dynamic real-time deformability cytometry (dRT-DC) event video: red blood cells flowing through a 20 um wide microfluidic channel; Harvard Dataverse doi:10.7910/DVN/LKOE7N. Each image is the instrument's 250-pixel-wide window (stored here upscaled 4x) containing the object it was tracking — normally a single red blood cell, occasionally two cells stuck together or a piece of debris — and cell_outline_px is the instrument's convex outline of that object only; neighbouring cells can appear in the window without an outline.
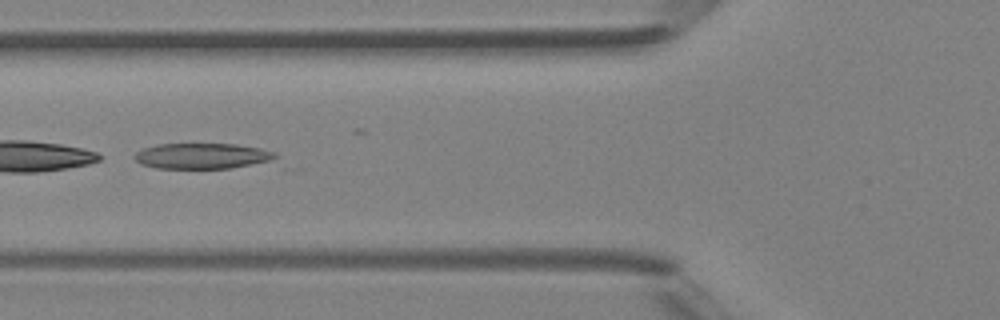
{"species": "Egyptian fruit bat (a non-hibernating species)", "species_latin": "Rousettus aegyptiacus", "temperature_condition": "room temperature", "stored_images_in_passage": 7, "camera_frame_rate_fps": 3000, "um_per_image_px": 0.085, "animal": {"sex": "female"}, "frame": {"image": 1, "passage_image": 5, "time_ms": 5.333, "image_size_px": [1000, 320], "cell_outline_px": [[304, 168], [156, 168], [140, 164], [132, 156], [136, 152], [144, 148], [156, 144], [236, 144], [260, 148], [276, 152]], "centroid_in_image_um": [17.93, 13.34], "position_along_channel_um": 107.9, "area_um2": 24.04}}
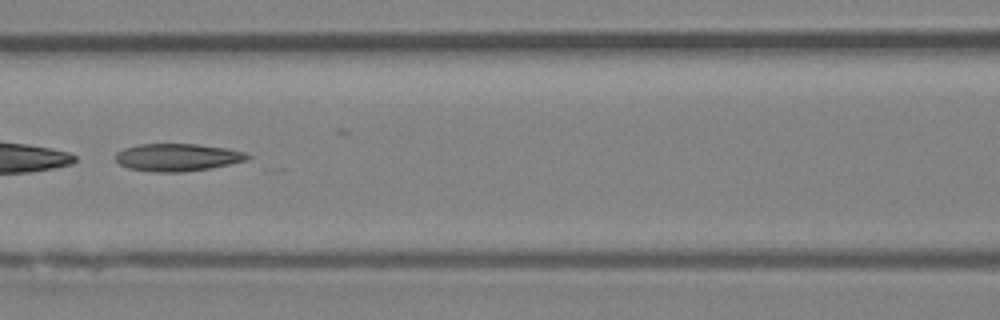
{"frame": {"image": 2, "passage_image": 6, "time_ms": 6.333, "image_size_px": [1000, 320], "cell_outline_px": [[252, 156], [248, 160], [208, 168], [180, 172], [156, 172], [128, 168], [120, 164], [116, 160], [116, 152], [124, 148], [136, 144], [196, 144], [228, 148], [244, 152]], "centroid_in_image_um": [15.07, 13.36], "position_along_channel_um": 151.5, "area_um2": 21.1}}
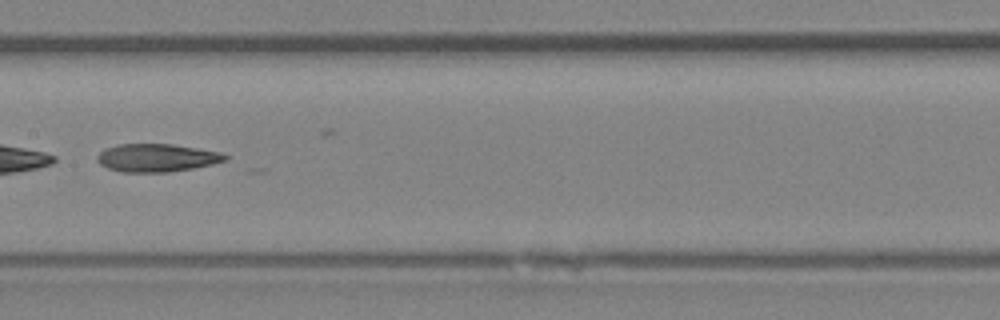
{"frame": {"image": 3, "passage_image": 7, "time_ms": 7.333, "image_size_px": [1000, 320], "cell_outline_px": [[228, 160], [212, 164], [192, 168], [168, 172], [120, 172], [108, 168], [100, 164], [96, 160], [96, 156], [104, 148], [120, 144], [172, 144], [220, 152], [228, 156]], "centroid_in_image_um": [13.3, 13.41], "position_along_channel_um": 194.1, "area_um2": 20.87}}